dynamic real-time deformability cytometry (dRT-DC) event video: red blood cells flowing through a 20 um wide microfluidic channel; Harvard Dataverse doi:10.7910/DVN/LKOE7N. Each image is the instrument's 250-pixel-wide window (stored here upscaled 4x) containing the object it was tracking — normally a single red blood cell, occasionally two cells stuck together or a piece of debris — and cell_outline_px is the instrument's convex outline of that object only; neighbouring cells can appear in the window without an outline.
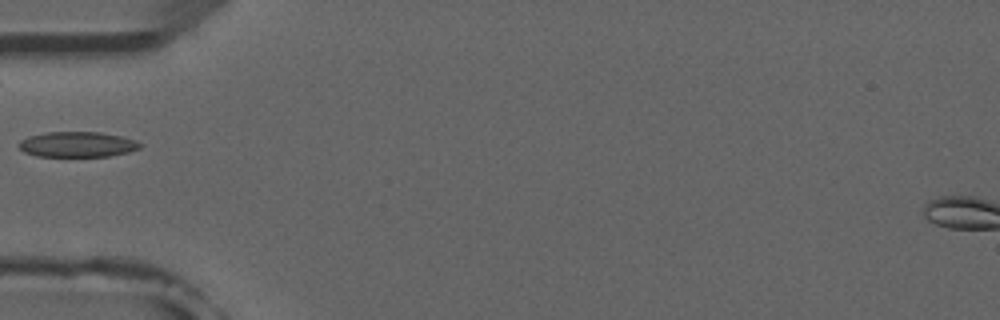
{"species": "common noctule bat (a hibernating species)", "species_latin": "Nyctalus noctula", "temperature_condition": "room temperature", "stored_images_in_passage": 6, "camera_frame_rate_fps": 3000, "um_per_image_px": 0.085, "animal": {"sex": "male", "forearm_length_mm": 52.5}, "frame": {"image": 1, "passage_image": 5, "time_ms": 4.667, "image_size_px": [1000, 320], "cell_outline_px": [[144, 144], [140, 148], [128, 152], [108, 156], [36, 156], [24, 152], [16, 144], [20, 140], [28, 136], [44, 132], [100, 132], [120, 136], [136, 140]], "centroid_in_image_um": [6.56, 12.27], "position_along_channel_um": 78.4, "area_um2": 18.03}}
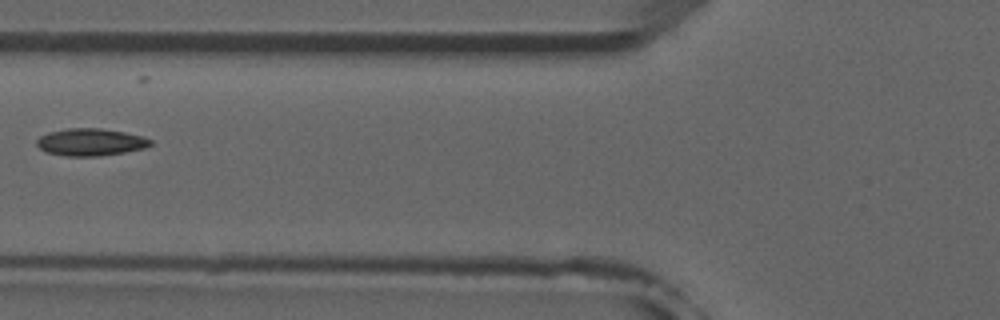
{"frame": {"image": 2, "passage_image": 6, "time_ms": 5.667, "image_size_px": [1000, 320], "cell_outline_px": [[152, 144], [144, 148], [124, 152], [100, 156], [64, 156], [48, 152], [40, 148], [36, 144], [36, 140], [40, 136], [48, 132], [68, 128], [100, 128], [124, 132], [144, 136], [152, 140]], "centroid_in_image_um": [7.7, 12.07], "position_along_channel_um": 118.1, "area_um2": 18.09}}